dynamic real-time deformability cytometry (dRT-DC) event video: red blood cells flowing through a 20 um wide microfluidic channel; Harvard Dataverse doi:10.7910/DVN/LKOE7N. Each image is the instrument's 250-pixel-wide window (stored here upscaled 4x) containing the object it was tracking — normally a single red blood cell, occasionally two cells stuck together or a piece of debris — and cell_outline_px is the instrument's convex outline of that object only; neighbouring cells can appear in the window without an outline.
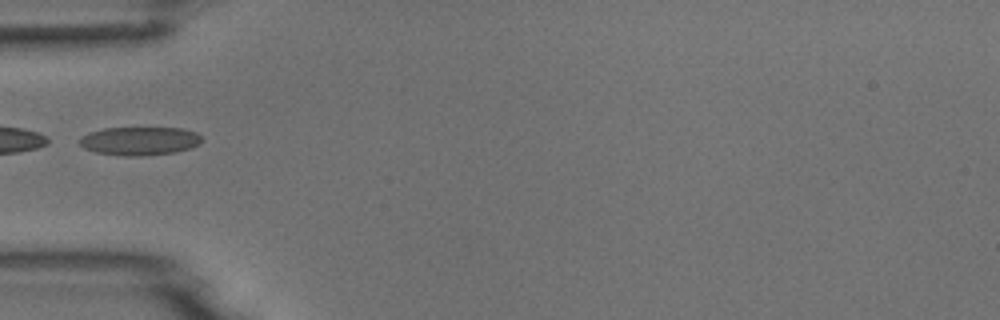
{"species": "common noctule bat (a hibernating species)", "species_latin": "Nyctalus noctula", "temperature_condition": "room temperature", "stored_images_in_passage": 2, "camera_frame_rate_fps": 3000, "um_per_image_px": 0.085, "animal": {"sex": "male", "body_mass_g": 18.8}, "frame": {"image": 1, "passage_image": 1, "time_ms": 0.0, "image_size_px": [1000, 320], "cell_outline_px": [[204, 140], [200, 144], [192, 148], [176, 152], [140, 156], [124, 156], [96, 152], [84, 148], [80, 144], [80, 136], [88, 132], [104, 128], [184, 128], [196, 132]], "centroid_in_image_um": [11.9, 11.98], "position_along_channel_um": 73.1, "area_um2": 20.46}}